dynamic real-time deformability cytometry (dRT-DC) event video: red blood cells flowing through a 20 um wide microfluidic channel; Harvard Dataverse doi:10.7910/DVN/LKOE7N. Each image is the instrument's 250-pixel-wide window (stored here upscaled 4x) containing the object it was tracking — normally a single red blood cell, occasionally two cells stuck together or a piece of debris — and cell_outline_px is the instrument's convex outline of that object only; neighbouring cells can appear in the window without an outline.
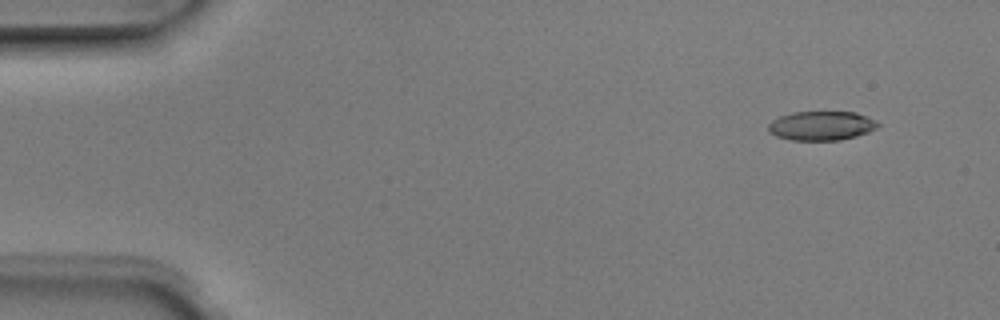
{"species": "Egyptian fruit bat (a non-hibernating species)", "species_latin": "Rousettus aegyptiacus", "temperature_condition": "room temperature", "stored_images_in_passage": 4, "camera_frame_rate_fps": 3000, "um_per_image_px": 0.085, "animal": {"sex": "male"}, "frame": {"image": 1, "passage_image": 1, "time_ms": 0.0, "image_size_px": [1000, 320], "cell_outline_px": [[880, 124], [876, 128], [868, 132], [856, 136], [840, 140], [792, 140], [776, 136], [768, 132], [768, 124], [772, 120], [780, 116], [792, 112], [856, 112], [876, 120]], "centroid_in_image_um": [69.81, 10.68], "position_along_channel_um": 15.2, "area_um2": 18.67}}
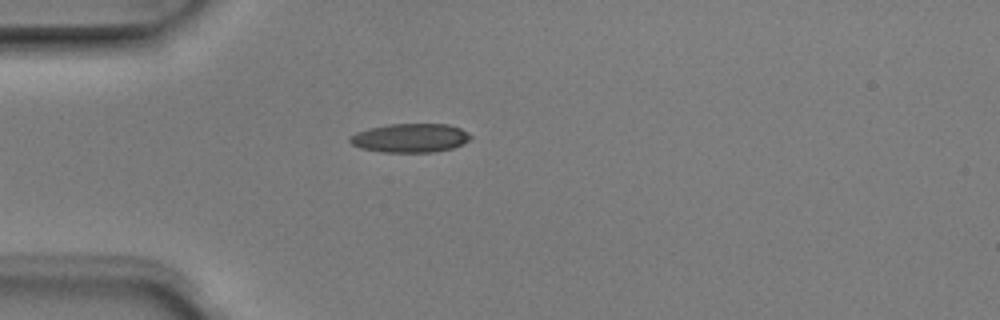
{"frame": {"image": 2, "passage_image": 4, "time_ms": 1.0, "image_size_px": [1000, 320], "cell_outline_px": [[472, 140], [452, 148], [432, 152], [384, 152], [360, 148], [352, 144], [348, 140], [356, 132], [368, 128], [388, 124], [448, 124], [460, 128], [468, 132], [472, 136]], "centroid_in_image_um": [34.89, 11.72], "position_along_channel_um": 50.1, "area_um2": 20.35}}